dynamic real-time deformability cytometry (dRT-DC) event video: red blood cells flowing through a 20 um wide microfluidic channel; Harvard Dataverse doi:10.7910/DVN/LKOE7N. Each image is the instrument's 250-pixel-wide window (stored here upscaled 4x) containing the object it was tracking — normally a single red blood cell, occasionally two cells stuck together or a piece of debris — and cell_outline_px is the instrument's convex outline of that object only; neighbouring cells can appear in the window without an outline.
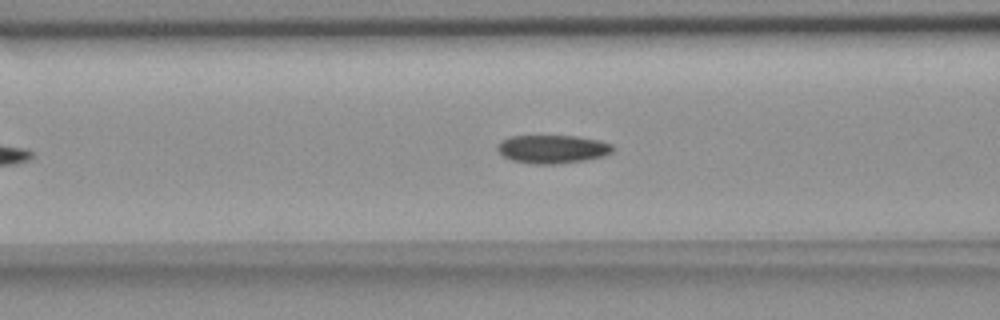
{"species": "common noctule bat (a hibernating species)", "species_latin": "Nyctalus noctula", "temperature_condition": "room temperature", "stored_images_in_passage": 45, "camera_frame_rate_fps": 3000, "um_per_image_px": 0.085, "animal": {"sex": "female", "body_mass_g": 18.4}, "frame": {"image": 1, "passage_image": 15, "time_ms": 4.667, "image_size_px": [1000, 320], "cell_outline_px": [[616, 148], [612, 152], [604, 156], [584, 160], [556, 164], [532, 164], [512, 160], [504, 156], [496, 148], [496, 144], [500, 140], [508, 136], [576, 136], [600, 140], [612, 144]], "centroid_in_image_um": [46.96, 12.66], "position_along_channel_um": 119.6, "area_um2": 19.25}}
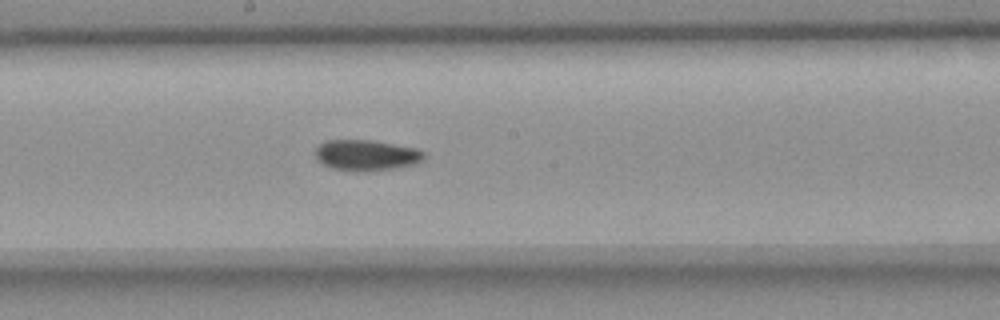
{"frame": {"image": 2, "passage_image": 23, "time_ms": 7.333, "image_size_px": [1000, 320], "cell_outline_px": [[428, 156], [424, 160], [416, 164], [396, 168], [368, 172], [356, 172], [332, 168], [316, 160], [316, 148], [324, 140], [372, 140], [416, 148], [424, 152]], "centroid_in_image_um": [31.17, 13.2], "position_along_channel_um": 217.0, "area_um2": 19.88}}
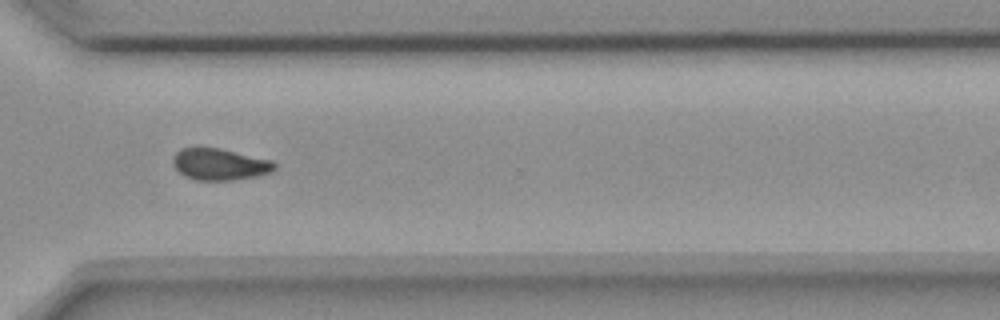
{"frame": {"image": 3, "passage_image": 34, "time_ms": 11.0, "image_size_px": [1000, 320], "cell_outline_px": [[276, 168], [272, 172], [256, 176], [236, 180], [196, 180], [184, 176], [172, 164], [172, 156], [180, 148], [220, 148], [272, 160], [276, 164]], "centroid_in_image_um": [18.67, 13.97], "position_along_channel_um": 351.9, "area_um2": 18.84}, "authors_computed_cell_mechanics": {"area_um2": 19.3052, "velocity_mm_per_s": 3.6638, "shape_relaxation_time_tau1_ms": null, "shape_relaxation_time_tau2_ms": 8.1371, "deformation_change_tau1": null, "deformation_change_tau2": 0.0995}}